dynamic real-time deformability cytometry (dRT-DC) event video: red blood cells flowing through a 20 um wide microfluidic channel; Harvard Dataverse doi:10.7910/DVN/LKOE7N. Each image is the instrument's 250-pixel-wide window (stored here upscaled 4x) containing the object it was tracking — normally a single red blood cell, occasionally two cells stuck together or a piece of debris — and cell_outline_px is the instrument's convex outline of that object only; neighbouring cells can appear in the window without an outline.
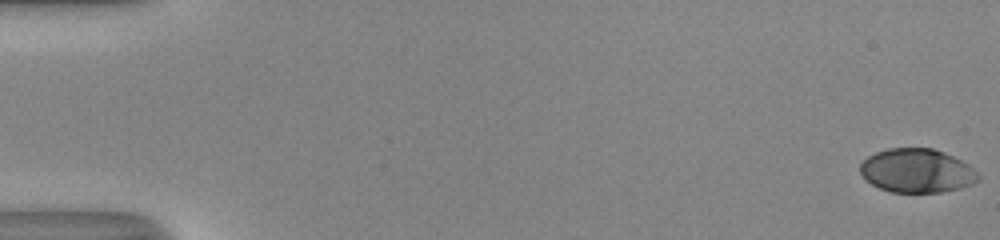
{"species": "human", "species_latin": "Homo sapiens", "temperature_condition": "room temperature", "stored_images_in_passage": 53, "camera_frame_rate_fps": 3000, "um_per_image_px": 0.085, "donor": {"sex": "male"}, "frame": {"image": 1, "passage_image": 1, "time_ms": 0.0, "image_size_px": [1000, 240], "cell_outline_px": [[980, 180], [972, 184], [960, 188], [940, 192], [892, 192], [880, 188], [872, 184], [860, 172], [860, 164], [868, 156], [876, 152], [888, 148], [932, 148], [944, 152], [968, 164], [980, 176]], "centroid_in_image_um": [77.95, 14.51], "position_along_channel_um": 7.1, "area_um2": 30.0}}
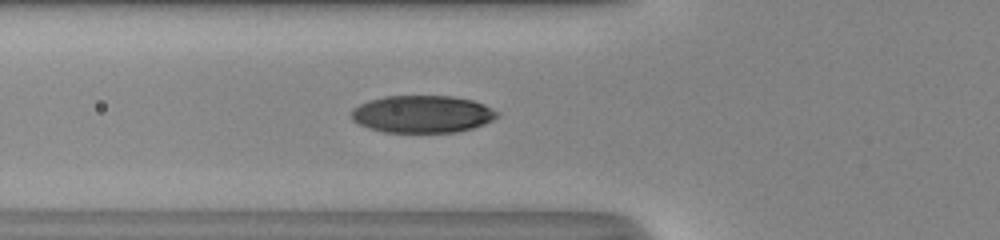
{"frame": {"image": 2, "passage_image": 21, "time_ms": 6.667, "image_size_px": [1000, 240], "cell_outline_px": [[496, 116], [492, 120], [484, 124], [472, 128], [456, 132], [384, 132], [368, 128], [352, 120], [352, 108], [368, 100], [384, 96], [452, 96], [472, 100], [484, 104], [496, 112]], "centroid_in_image_um": [35.85, 9.69], "position_along_channel_um": 89.9, "area_um2": 31.56}}
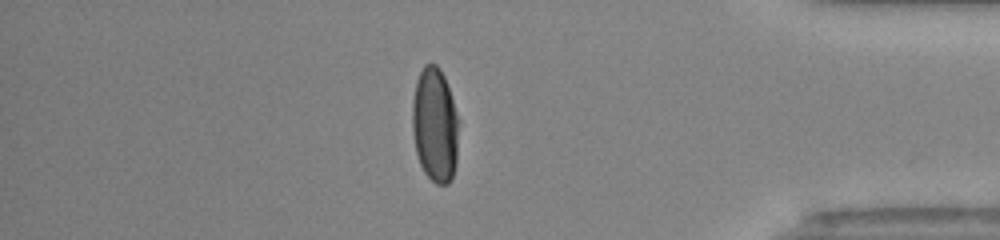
{"frame": {"image": 3, "passage_image": 46, "time_ms": 15.0, "image_size_px": [1000, 240], "cell_outline_px": [[456, 164], [452, 180], [448, 184], [436, 184], [424, 172], [420, 164], [416, 152], [412, 132], [412, 100], [416, 80], [424, 64], [436, 64], [440, 68], [444, 76], [452, 100], [456, 116]], "centroid_in_image_um": [36.92, 10.63], "position_along_channel_um": 398.3, "area_um2": 30.63}, "authors_computed_cell_mechanics": {"area_um2": 31.9056, "velocity_mm_per_s": 4.0667, "shape_relaxation_time_tau1_ms": 3.9704, "shape_relaxation_time_tau2_ms": null, "deformation_change_tau1": 0.1975, "deformation_change_tau2": null}}